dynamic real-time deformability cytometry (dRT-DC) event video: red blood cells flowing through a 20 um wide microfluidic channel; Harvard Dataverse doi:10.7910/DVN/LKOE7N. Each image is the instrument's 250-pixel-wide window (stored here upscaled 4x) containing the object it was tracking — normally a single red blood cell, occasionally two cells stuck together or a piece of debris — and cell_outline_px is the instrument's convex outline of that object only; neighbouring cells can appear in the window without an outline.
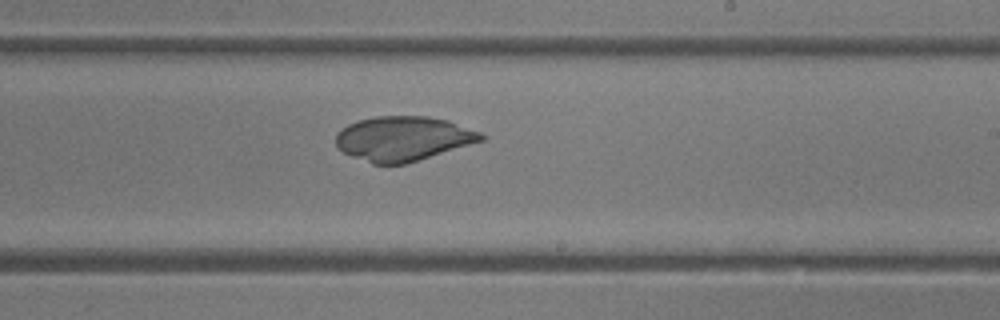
{"species": "common noctule bat (a hibernating species)", "species_latin": "Nyctalus noctula", "temperature_condition": "room temperature", "stored_images_in_passage": 50, "camera_frame_rate_fps": 3000, "um_per_image_px": 0.085, "animal": {"sex": "female"}, "frame": {"image": 1, "passage_image": 30, "time_ms": 9.667, "image_size_px": [1000, 320], "cell_outline_px": [[484, 140], [404, 164], [372, 164], [352, 156], [336, 148], [336, 132], [348, 124], [360, 120], [376, 116], [428, 116], [448, 120], [480, 132], [484, 136]], "centroid_in_image_um": [34.23, 11.77], "position_along_channel_um": 254.8, "area_um2": 37.51}}
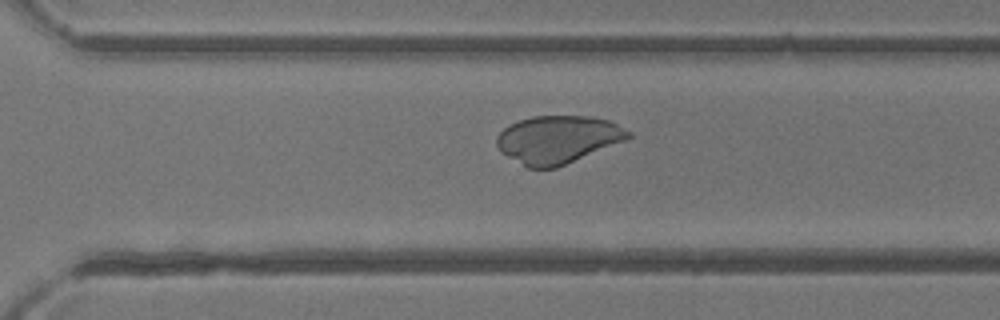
{"frame": {"image": 2, "passage_image": 35, "time_ms": 11.333, "image_size_px": [1000, 320], "cell_outline_px": [[632, 136], [628, 140], [556, 168], [528, 168], [500, 152], [496, 144], [496, 136], [508, 124], [532, 116], [592, 116], [608, 120], [632, 132]], "centroid_in_image_um": [47.43, 11.85], "position_along_channel_um": 323.2, "area_um2": 36.88}}